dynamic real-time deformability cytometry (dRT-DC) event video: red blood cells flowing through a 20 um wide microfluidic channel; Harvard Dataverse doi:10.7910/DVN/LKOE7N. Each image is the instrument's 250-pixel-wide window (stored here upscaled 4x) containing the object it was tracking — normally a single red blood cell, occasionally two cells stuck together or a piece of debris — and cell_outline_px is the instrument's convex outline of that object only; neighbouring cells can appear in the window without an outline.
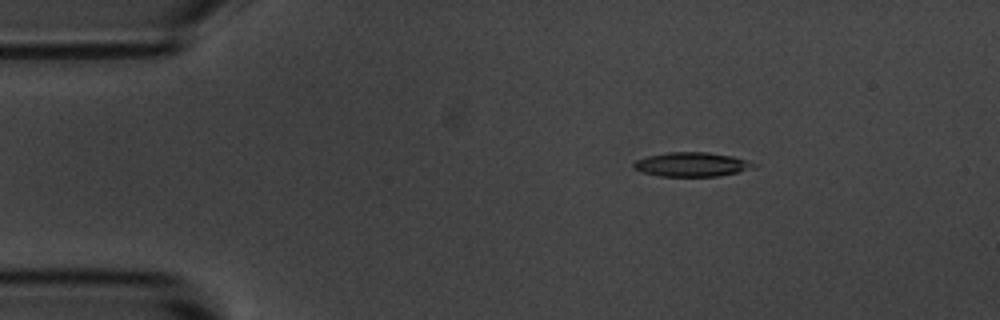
{"species": "common noctule bat (a hibernating species)", "species_latin": "Nyctalus noctula", "temperature_condition": "room temperature", "stored_images_in_passage": 4, "camera_frame_rate_fps": 3000, "um_per_image_px": 0.085, "animal": {"sex": "male", "body_mass_g": 20.1, "forearm_length_mm": 53.5}, "frame": {"image": 1, "passage_image": 3, "time_ms": 2.333, "image_size_px": [1000, 320], "cell_outline_px": [[760, 164], [752, 168], [736, 172], [716, 176], [660, 176], [644, 172], [632, 168], [632, 164], [636, 160], [648, 156], [668, 152], [708, 152], [732, 156]], "centroid_in_image_um": [58.79, 13.97], "position_along_channel_um": 26.2, "area_um2": 16.82}}